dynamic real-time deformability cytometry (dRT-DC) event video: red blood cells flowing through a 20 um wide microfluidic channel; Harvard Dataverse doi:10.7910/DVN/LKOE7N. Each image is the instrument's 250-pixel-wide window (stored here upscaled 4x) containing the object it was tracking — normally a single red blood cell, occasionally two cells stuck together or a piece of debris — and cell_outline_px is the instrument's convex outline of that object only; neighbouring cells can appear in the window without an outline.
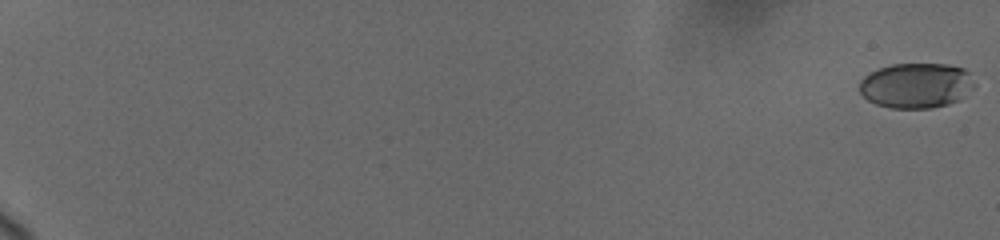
{"species": "human", "species_latin": "Homo sapiens", "temperature_condition": "cold", "stored_images_in_passage": 20, "camera_frame_rate_fps": 3000, "um_per_image_px": 0.085, "donor": {"sex": "female"}, "frame": {"image": 1, "passage_image": 1, "time_ms": 0.0, "image_size_px": [1000, 240], "cell_outline_px": [[976, 84], [960, 100], [948, 104], [932, 108], [892, 108], [876, 104], [868, 100], [860, 92], [860, 80], [868, 72], [892, 64], [948, 64], [964, 68], [968, 72]], "centroid_in_image_um": [77.88, 7.26], "position_along_channel_um": 7.1, "area_um2": 30.4}}
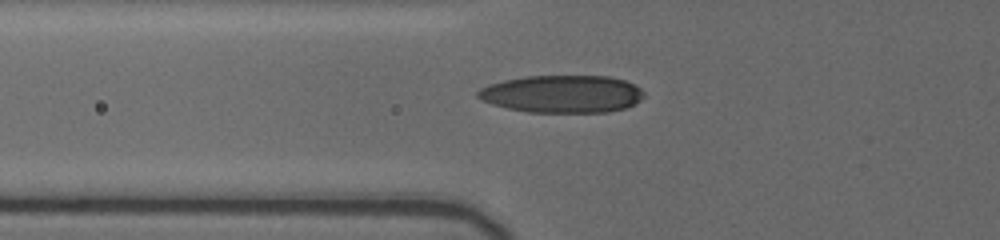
{"frame": {"image": 2, "passage_image": 17, "time_ms": 8.333, "image_size_px": [1000, 240], "cell_outline_px": [[644, 96], [640, 100], [624, 108], [608, 112], [528, 112], [508, 108], [492, 104], [476, 96], [476, 92], [480, 88], [488, 84], [504, 80], [524, 76], [608, 76], [624, 80], [640, 88], [644, 92]], "centroid_in_image_um": [47.76, 7.98], "position_along_channel_um": 78.0, "area_um2": 36.24}}
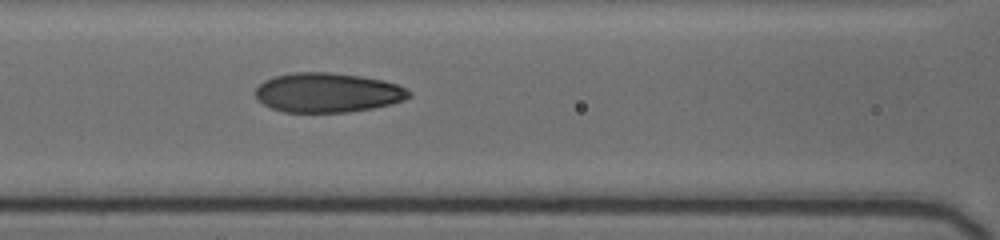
{"frame": {"image": 3, "passage_image": 20, "time_ms": 10.0, "image_size_px": [1000, 240], "cell_outline_px": [[412, 96], [404, 100], [372, 108], [348, 112], [284, 112], [272, 108], [264, 104], [256, 96], [256, 88], [264, 80], [276, 76], [292, 72], [328, 72], [360, 76], [384, 80], [396, 84], [412, 92]], "centroid_in_image_um": [27.86, 7.87], "position_along_channel_um": 138.7, "area_um2": 35.2}}